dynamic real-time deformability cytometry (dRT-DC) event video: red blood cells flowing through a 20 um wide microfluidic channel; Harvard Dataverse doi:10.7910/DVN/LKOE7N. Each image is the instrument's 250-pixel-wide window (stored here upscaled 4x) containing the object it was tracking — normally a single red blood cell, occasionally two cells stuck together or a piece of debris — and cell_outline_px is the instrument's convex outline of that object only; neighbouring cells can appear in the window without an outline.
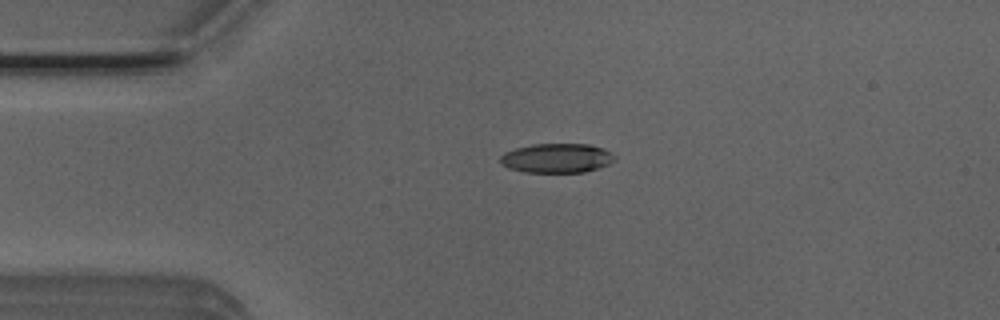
{"species": "Egyptian fruit bat (a non-hibernating species)", "species_latin": "Rousettus aegyptiacus", "temperature_condition": "room temperature", "stored_images_in_passage": 32, "camera_frame_rate_fps": 3000, "um_per_image_px": 0.085, "animal": {"sex": "male"}, "frame": {"image": 1, "passage_image": 1, "time_ms": 0.0, "image_size_px": [1000, 320], "cell_outline_px": [[616, 160], [600, 168], [584, 172], [524, 172], [508, 168], [500, 164], [500, 156], [504, 152], [516, 148], [532, 144], [588, 144], [604, 148], [612, 152], [616, 156]], "centroid_in_image_um": [47.34, 13.44], "position_along_channel_um": 37.7, "area_um2": 19.83}}
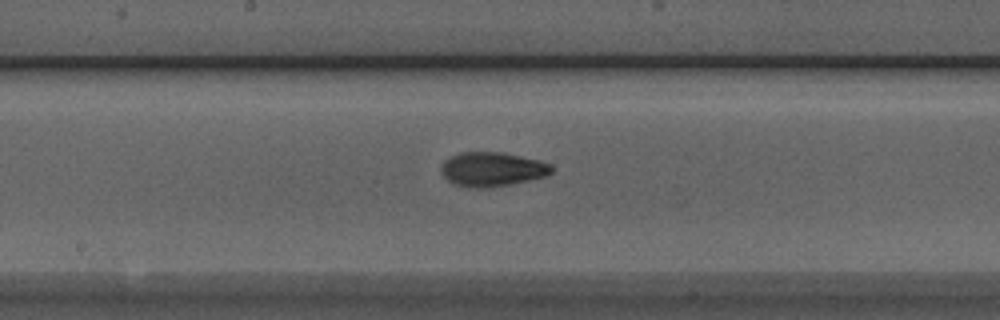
{"frame": {"image": 2, "passage_image": 16, "time_ms": 5.0, "image_size_px": [1000, 320], "cell_outline_px": [[552, 172], [548, 176], [492, 188], [468, 188], [452, 184], [440, 172], [440, 168], [444, 160], [460, 152], [500, 152], [540, 160], [552, 164]], "centroid_in_image_um": [41.82, 14.4], "position_along_channel_um": 206.4, "area_um2": 22.37}}
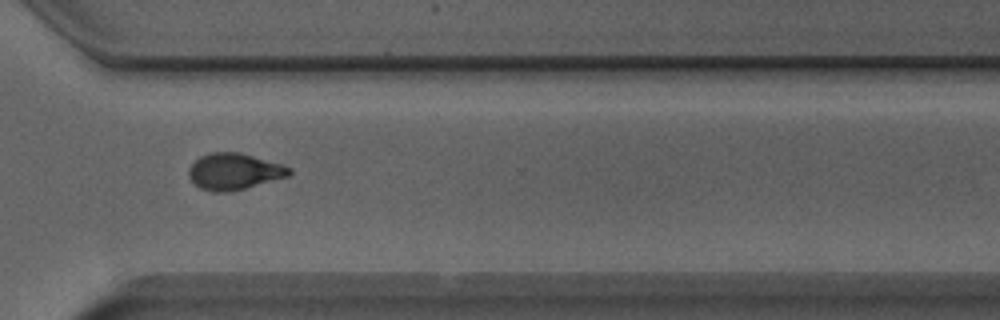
{"frame": {"image": 3, "passage_image": 27, "time_ms": 8.667, "image_size_px": [1000, 320], "cell_outline_px": [[292, 172], [288, 176], [232, 192], [212, 192], [200, 188], [188, 176], [188, 168], [200, 156], [208, 152], [240, 152], [284, 164], [292, 168]], "centroid_in_image_um": [19.91, 14.57], "position_along_channel_um": 350.7, "area_um2": 21.56}, "authors_computed_cell_mechanics": {"area_um2": 20.8369, "velocity_mm_per_s": 3.9424, "shape_relaxation_time_tau1_ms": 4.4411, "shape_relaxation_time_tau2_ms": 3.1705, "deformation_change_tau1": 0.1751, "deformation_change_tau2": 0.0902}}